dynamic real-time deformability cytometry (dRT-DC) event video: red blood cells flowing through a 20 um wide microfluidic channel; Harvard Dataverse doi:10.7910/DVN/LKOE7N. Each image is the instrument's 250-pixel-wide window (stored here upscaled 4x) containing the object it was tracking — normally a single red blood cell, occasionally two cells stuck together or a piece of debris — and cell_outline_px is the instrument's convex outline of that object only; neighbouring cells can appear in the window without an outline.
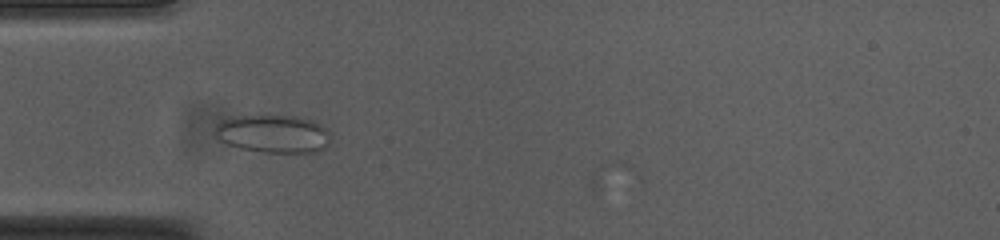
{"species": "common noctule bat (a hibernating species)", "species_latin": "Nyctalus noctula", "temperature_condition": "cold", "stored_images_in_passage": 6, "camera_frame_rate_fps": 3000, "um_per_image_px": 0.085, "animal": {"sex": "female", "body_mass_g": 23.0, "forearm_length_mm": 53.4}, "frame": {"image": 1, "passage_image": 3, "time_ms": 0.667, "image_size_px": [1000, 240], "cell_outline_px": [[328, 144], [324, 148], [316, 152], [264, 152], [240, 148], [228, 144], [220, 140], [212, 132], [212, 128], [216, 124], [232, 116], [300, 116], [312, 120], [320, 124], [328, 132]], "centroid_in_image_um": [23.17, 11.36], "position_along_channel_um": 61.8, "area_um2": 25.55}}